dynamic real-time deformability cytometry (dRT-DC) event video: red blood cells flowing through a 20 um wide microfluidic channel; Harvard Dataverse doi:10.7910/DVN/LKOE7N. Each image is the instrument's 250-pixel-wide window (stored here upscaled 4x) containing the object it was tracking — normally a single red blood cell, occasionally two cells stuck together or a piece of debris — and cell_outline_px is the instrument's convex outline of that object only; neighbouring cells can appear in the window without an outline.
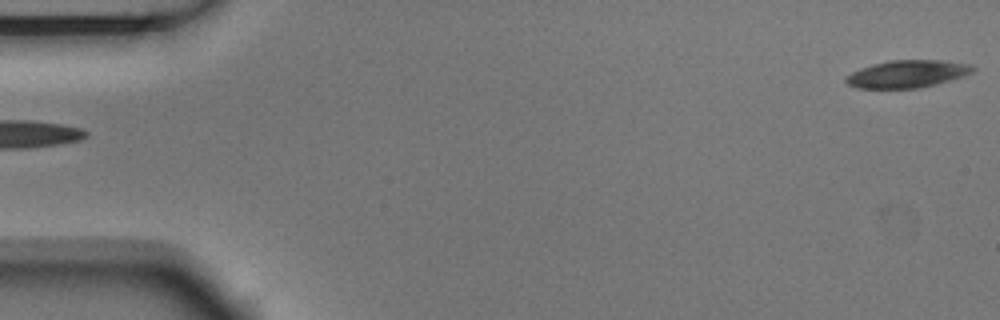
{"species": "Egyptian fruit bat (a non-hibernating species)", "species_latin": "Rousettus aegyptiacus", "temperature_condition": "room temperature", "stored_images_in_passage": 5, "segment_of_instrument_passage": [2, 2], "camera_frame_rate_fps": 3000, "um_per_image_px": 0.085, "animal": {"sex": "male"}, "frame": {"image": 1, "passage_image": 5, "time_ms": 1.333, "image_size_px": [1000, 320], "cell_outline_px": [[976, 68], [972, 72], [964, 76], [920, 88], [856, 88], [848, 84], [844, 80], [844, 76], [860, 68], [872, 64], [888, 60], [944, 60], [972, 64]], "centroid_in_image_um": [77.11, 6.27], "position_along_channel_um": 7.9, "area_um2": 20.46}}